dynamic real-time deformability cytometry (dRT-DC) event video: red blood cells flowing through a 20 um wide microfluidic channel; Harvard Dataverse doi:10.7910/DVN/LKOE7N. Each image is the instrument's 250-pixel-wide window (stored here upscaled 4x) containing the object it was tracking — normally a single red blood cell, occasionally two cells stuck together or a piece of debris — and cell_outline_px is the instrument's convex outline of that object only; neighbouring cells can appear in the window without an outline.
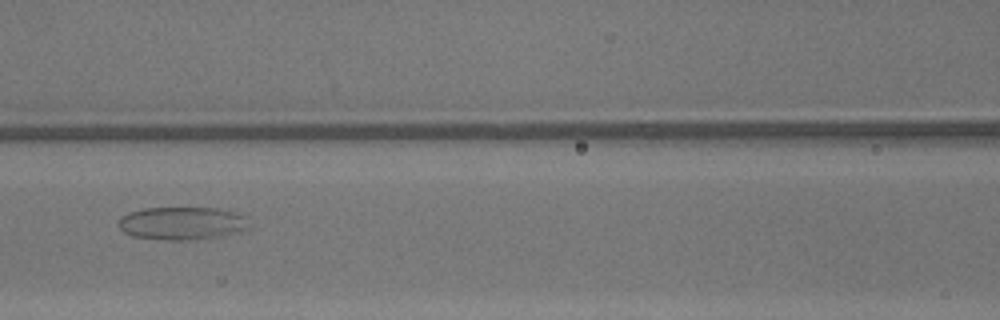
{"species": "common noctule bat (a hibernating species)", "species_latin": "Nyctalus noctula", "temperature_condition": "warm", "stored_images_in_passage": 31, "camera_frame_rate_fps": 3000, "um_per_image_px": 0.085, "animal": {"sex": "male", "body_mass_g": 13.3}, "frame": {"image": 1, "passage_image": 12, "time_ms": 3.667, "image_size_px": [1000, 320], "cell_outline_px": [[252, 224], [248, 228], [240, 232], [204, 240], [160, 240], [132, 236], [124, 232], [120, 228], [120, 216], [128, 212], [144, 208], [216, 208], [236, 212], [244, 216]], "centroid_in_image_um": [15.52, 18.99], "position_along_channel_um": 151.1, "area_um2": 25.55}}
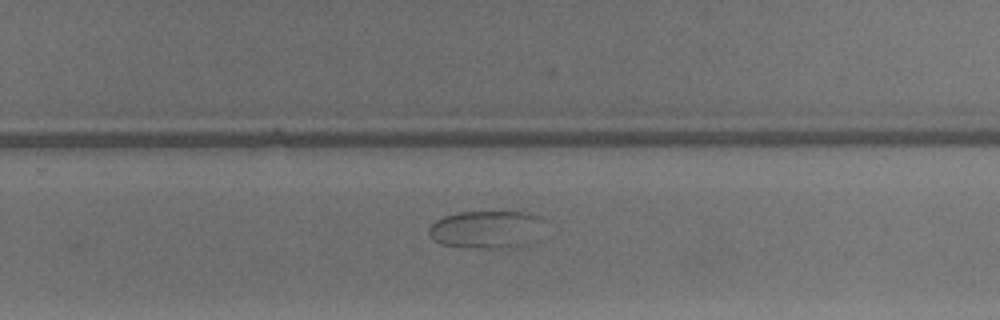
{"frame": {"image": 2, "passage_image": 22, "time_ms": 7.0, "image_size_px": [1000, 320], "cell_outline_px": [[544, 220], [528, 244], [520, 248], [484, 248], [440, 244], [432, 240], [428, 232], [428, 228], [436, 220], [444, 216], [456, 212], [528, 212], [540, 216]], "centroid_in_image_um": [41.3, 19.5], "position_along_channel_um": 288.5, "area_um2": 25.32}}
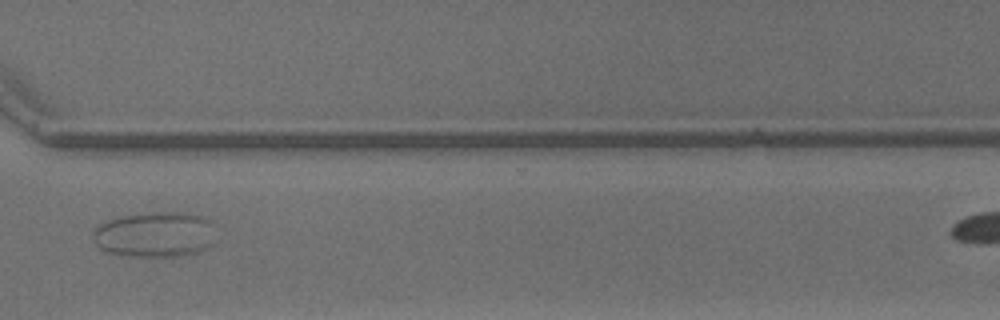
{"frame": {"image": 3, "passage_image": 27, "time_ms": 8.667, "image_size_px": [1000, 320], "cell_outline_px": [[212, 244], [208, 248], [200, 252], [180, 256], [124, 256], [108, 252], [100, 248], [96, 244], [92, 236], [92, 232], [100, 224], [108, 220], [120, 216], [160, 212], [188, 212], [212, 220]], "centroid_in_image_um": [13.17, 19.94], "position_along_channel_um": 357.4, "area_um2": 32.6}}